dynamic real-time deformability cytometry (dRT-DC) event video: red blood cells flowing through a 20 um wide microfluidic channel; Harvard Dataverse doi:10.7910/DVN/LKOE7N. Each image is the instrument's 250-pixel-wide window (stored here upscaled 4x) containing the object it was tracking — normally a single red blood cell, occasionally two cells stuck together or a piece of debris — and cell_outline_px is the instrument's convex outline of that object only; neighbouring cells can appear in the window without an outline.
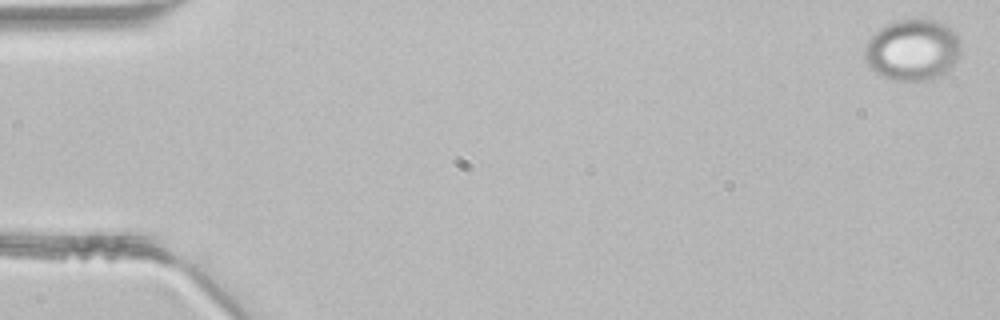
{"species": "common noctule bat (a hibernating species)", "species_latin": "Nyctalus noctula", "temperature_condition": "room temperature", "stored_images_in_passage": 46, "camera_frame_rate_fps": 3000, "um_per_image_px": 0.085, "animal": {"sex": "male", "body_mass_g": 21.5, "forearm_length_mm": 52.0}, "frame": {"image": 1, "passage_image": 1, "time_ms": 0.0, "image_size_px": [1000, 320], "cell_outline_px": [[960, 52], [956, 60], [940, 76], [932, 80], [892, 80], [876, 72], [864, 60], [864, 48], [868, 40], [884, 24], [896, 20], [912, 16], [920, 16], [936, 20], [952, 28], [956, 32], [960, 40]], "centroid_in_image_um": [77.57, 4.18], "position_along_channel_um": 7.4, "area_um2": 34.97}}
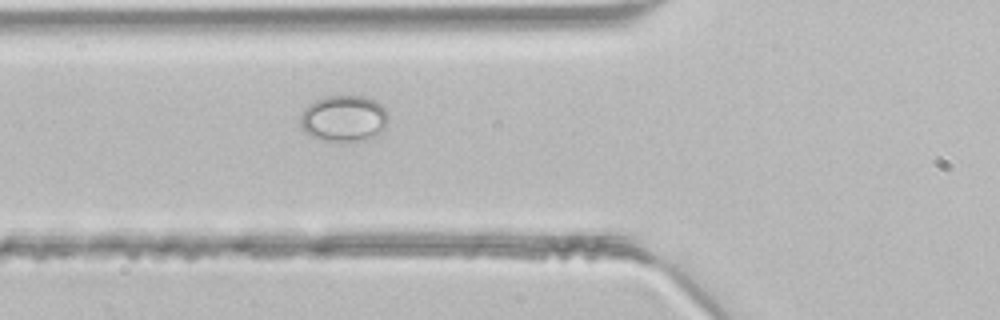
{"frame": {"image": 2, "passage_image": 17, "time_ms": 5.333, "image_size_px": [1000, 320], "cell_outline_px": [[388, 120], [384, 132], [364, 140], [340, 144], [320, 140], [304, 132], [300, 124], [300, 116], [304, 108], [308, 104], [324, 96], [364, 96], [376, 100], [388, 112]], "centroid_in_image_um": [29.23, 10.1], "position_along_channel_um": 96.6, "area_um2": 24.57}}
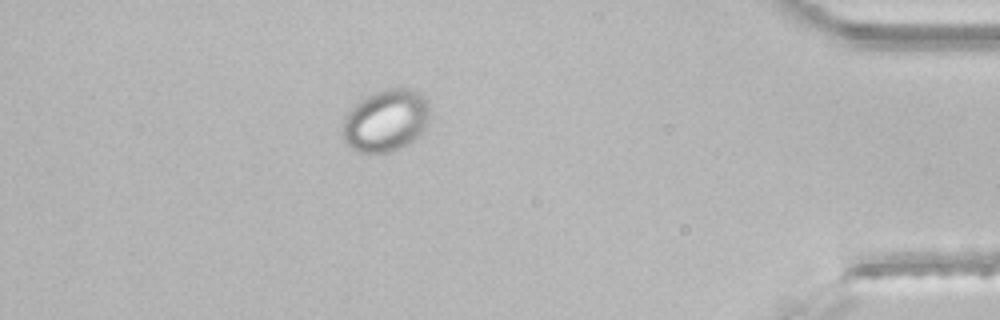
{"frame": {"image": 3, "passage_image": 41, "time_ms": 13.333, "image_size_px": [1000, 320], "cell_outline_px": [[428, 120], [424, 128], [412, 140], [400, 148], [392, 152], [356, 152], [344, 140], [340, 132], [340, 128], [344, 116], [360, 100], [384, 88], [408, 88], [420, 92], [428, 100]], "centroid_in_image_um": [32.75, 10.24], "position_along_channel_um": 402.4, "area_um2": 31.56}}